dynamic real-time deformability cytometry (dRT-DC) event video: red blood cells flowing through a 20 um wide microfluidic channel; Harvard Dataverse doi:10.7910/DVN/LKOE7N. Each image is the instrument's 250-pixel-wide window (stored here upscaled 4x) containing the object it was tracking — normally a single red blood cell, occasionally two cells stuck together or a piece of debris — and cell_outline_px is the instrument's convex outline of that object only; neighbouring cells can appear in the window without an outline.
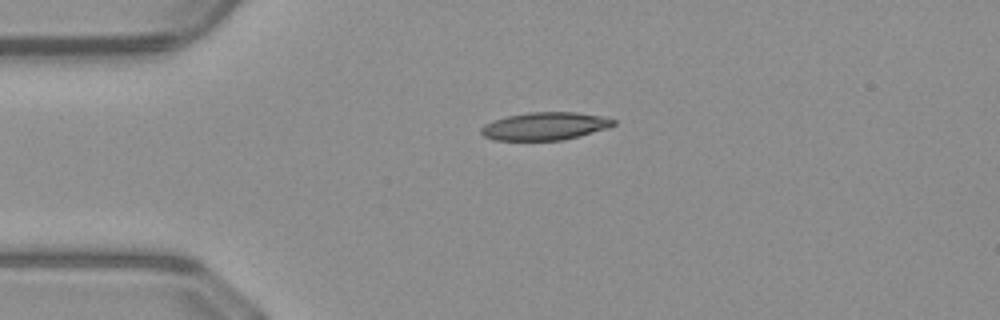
{"species": "common noctule bat (a hibernating species)", "species_latin": "Nyctalus noctula", "temperature_condition": "warm", "stored_images_in_passage": 40, "camera_frame_rate_fps": 3000, "um_per_image_px": 0.085, "animal": {"sex": "male", "body_mass_g": 23.1, "forearm_length_mm": 52.7}, "frame": {"image": 1, "passage_image": 1, "time_ms": 0.0, "image_size_px": [1000, 320], "cell_outline_px": [[616, 124], [608, 128], [580, 136], [564, 140], [496, 140], [484, 136], [480, 132], [480, 128], [484, 124], [492, 120], [508, 116], [528, 112], [576, 112], [600, 116], [616, 120]], "centroid_in_image_um": [46.32, 10.72], "position_along_channel_um": 38.7, "area_um2": 21.5}}
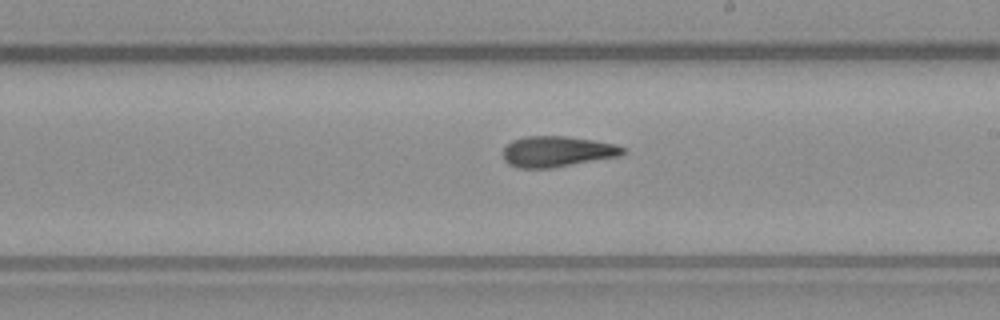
{"frame": {"image": 2, "passage_image": 18, "time_ms": 5.667, "image_size_px": [1000, 320], "cell_outline_px": [[628, 152], [620, 156], [552, 168], [516, 168], [508, 164], [504, 160], [504, 148], [512, 140], [524, 136], [568, 136], [616, 144], [628, 148]], "centroid_in_image_um": [47.39, 12.88], "position_along_channel_um": 241.6, "area_um2": 21.73}}
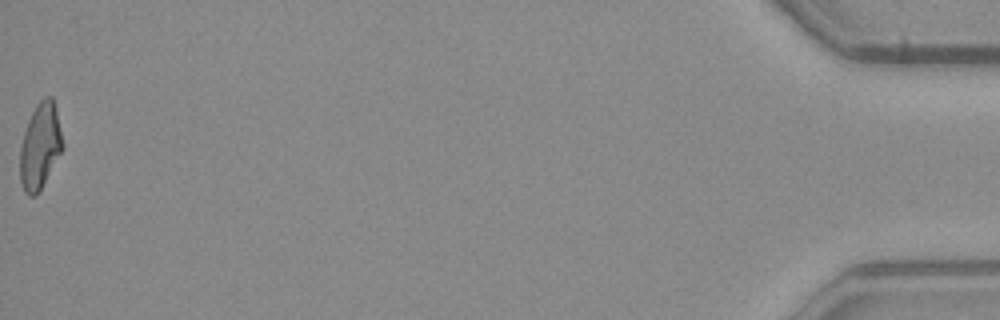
{"frame": {"image": 3, "passage_image": 40, "time_ms": 13.0, "image_size_px": [1000, 320], "cell_outline_px": [[64, 148], [40, 192], [36, 196], [28, 196], [24, 192], [20, 180], [20, 148], [24, 132], [28, 120], [36, 104], [44, 96], [52, 96], [64, 144]], "centroid_in_image_um": [3.41, 12.47], "position_along_channel_um": 431.8, "area_um2": 21.5}, "authors_computed_cell_mechanics": {"area_um2": 21.5883, "velocity_mm_per_s": 4.0824, "shape_relaxation_time_tau1_ms": null, "shape_relaxation_time_tau2_ms": 3.1423, "deformation_change_tau1": null, "deformation_change_tau2": 0.127}}